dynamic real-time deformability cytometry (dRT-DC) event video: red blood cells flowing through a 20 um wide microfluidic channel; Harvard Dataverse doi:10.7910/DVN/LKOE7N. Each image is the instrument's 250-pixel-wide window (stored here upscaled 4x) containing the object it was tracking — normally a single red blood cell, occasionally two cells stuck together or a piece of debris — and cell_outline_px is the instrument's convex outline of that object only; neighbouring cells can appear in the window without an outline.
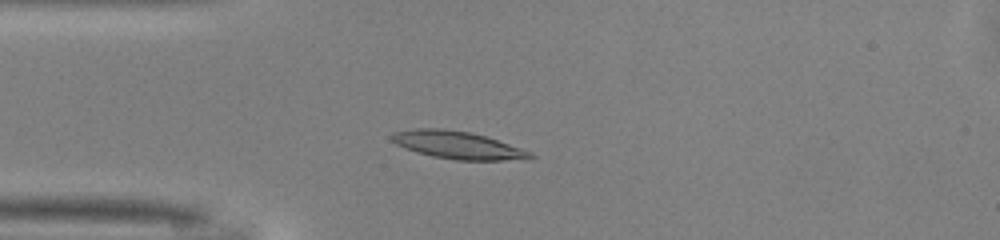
{"species": "common noctule bat (a hibernating species)", "species_latin": "Nyctalus noctula", "temperature_condition": "warm", "stored_images_in_passage": 43, "camera_frame_rate_fps": 3000, "um_per_image_px": 0.085, "animal": {"sex": "male", "body_mass_g": 13.0, "forearm_length_mm": 53.1}, "frame": {"image": 1, "passage_image": 6, "time_ms": 1.667, "image_size_px": [1000, 240], "cell_outline_px": [[536, 156], [504, 160], [456, 160], [432, 156], [416, 152], [404, 148], [396, 144], [388, 136], [392, 132], [416, 128], [444, 128], [472, 132], [532, 152]], "centroid_in_image_um": [38.79, 12.31], "position_along_channel_um": 46.2, "area_um2": 22.14}}
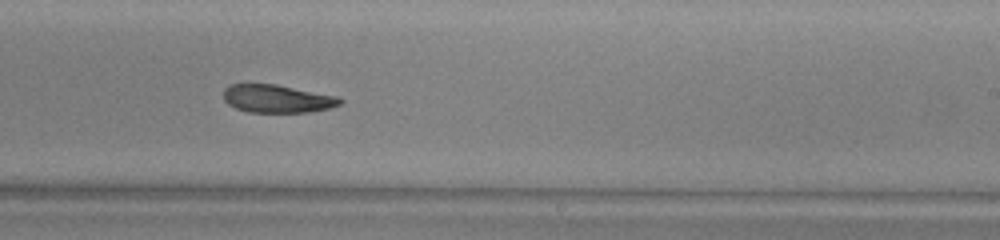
{"frame": {"image": 2, "passage_image": 23, "time_ms": 7.333, "image_size_px": [1000, 240], "cell_outline_px": [[344, 100], [340, 104], [328, 108], [308, 112], [248, 112], [236, 108], [228, 104], [224, 100], [224, 88], [232, 84], [276, 84], [340, 96]], "centroid_in_image_um": [23.59, 8.38], "position_along_channel_um": 265.4, "area_um2": 19.07}}
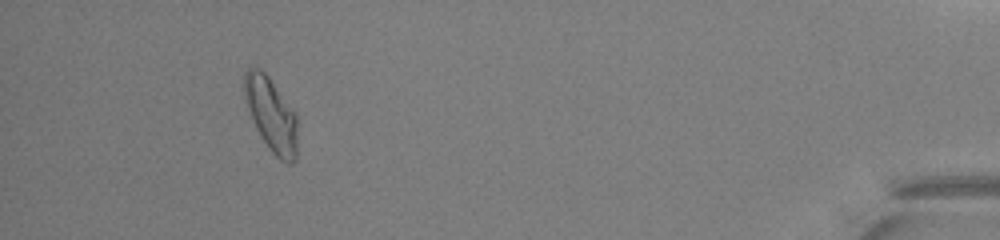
{"frame": {"image": 3, "passage_image": 39, "time_ms": 12.667, "image_size_px": [1000, 240], "cell_outline_px": [[296, 160], [292, 164], [288, 164], [280, 160], [268, 148], [256, 128], [252, 120], [244, 100], [244, 72], [248, 68], [256, 64], [268, 76], [296, 112]], "centroid_in_image_um": [23.03, 9.71], "position_along_channel_um": 412.2, "area_um2": 23.12}, "authors_computed_cell_mechanics": {"area_um2": 20.9236, "velocity_mm_per_s": 4.0948, "shape_relaxation_time_tau1_ms": 4.6492, "shape_relaxation_time_tau2_ms": null, "deformation_change_tau1": 0.1668, "deformation_change_tau2": null}}